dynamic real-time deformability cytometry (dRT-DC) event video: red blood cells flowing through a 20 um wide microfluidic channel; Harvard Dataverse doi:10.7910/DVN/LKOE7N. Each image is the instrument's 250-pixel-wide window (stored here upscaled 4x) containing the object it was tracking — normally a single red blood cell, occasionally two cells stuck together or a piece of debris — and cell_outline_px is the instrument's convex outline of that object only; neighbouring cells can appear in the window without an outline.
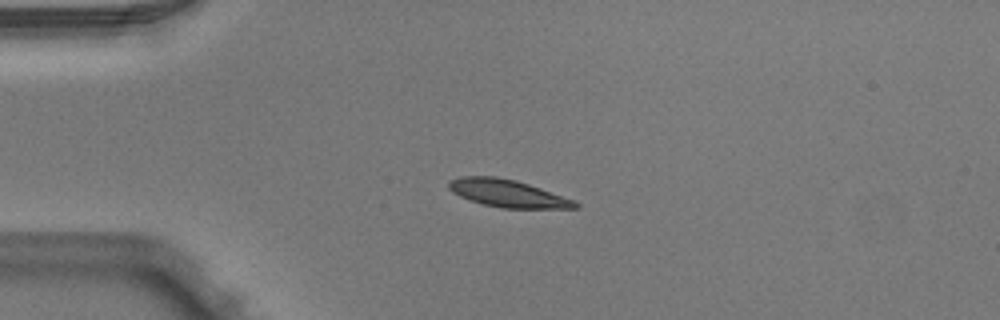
{"species": "Egyptian fruit bat (a non-hibernating species)", "species_latin": "Rousettus aegyptiacus", "temperature_condition": "warm", "stored_images_in_passage": 4, "camera_frame_rate_fps": 3000, "um_per_image_px": 0.085, "animal": {"sex": "male"}, "frame": {"image": 1, "passage_image": 1, "time_ms": 0.0, "image_size_px": [1000, 320], "cell_outline_px": [[580, 208], [500, 208], [484, 204], [460, 196], [452, 192], [448, 188], [448, 184], [452, 180], [460, 176], [496, 176], [516, 180], [576, 200], [580, 204]], "centroid_in_image_um": [43.19, 16.44], "position_along_channel_um": 41.8, "area_um2": 20.17}}
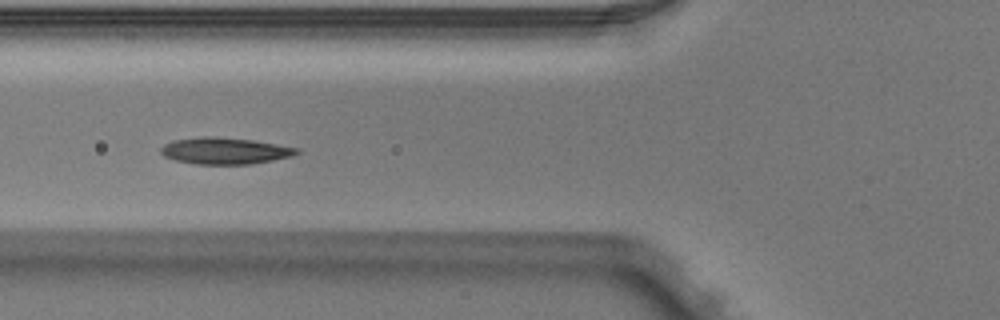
{"frame": {"image": 2, "passage_image": 3, "time_ms": 0.667, "image_size_px": [1000, 320], "cell_outline_px": [[300, 152], [292, 156], [252, 164], [196, 164], [176, 160], [164, 156], [160, 152], [160, 148], [164, 144], [172, 140], [200, 136], [216, 136], [252, 140], [300, 148]], "centroid_in_image_um": [19.1, 12.81], "position_along_channel_um": 106.7, "area_um2": 21.15}}
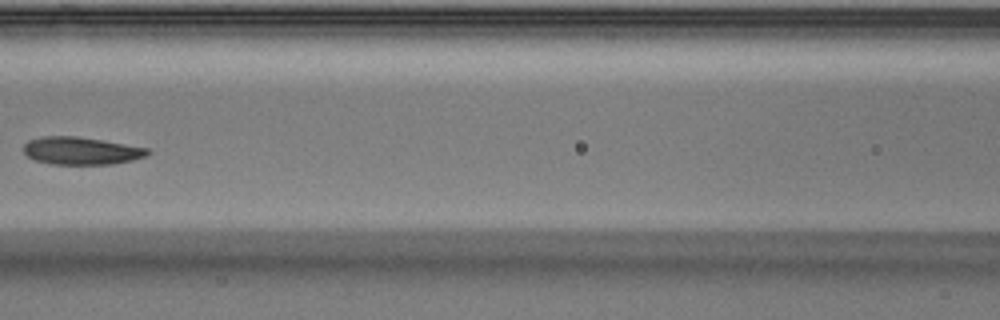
{"frame": {"image": 3, "passage_image": 4, "time_ms": 1.0, "image_size_px": [1000, 320], "cell_outline_px": [[152, 152], [144, 156], [132, 160], [112, 164], [52, 164], [36, 160], [28, 156], [24, 152], [24, 144], [28, 140], [44, 136], [76, 136], [104, 140], [148, 148]], "centroid_in_image_um": [6.91, 12.81], "position_along_channel_um": 159.7, "area_um2": 19.88}}